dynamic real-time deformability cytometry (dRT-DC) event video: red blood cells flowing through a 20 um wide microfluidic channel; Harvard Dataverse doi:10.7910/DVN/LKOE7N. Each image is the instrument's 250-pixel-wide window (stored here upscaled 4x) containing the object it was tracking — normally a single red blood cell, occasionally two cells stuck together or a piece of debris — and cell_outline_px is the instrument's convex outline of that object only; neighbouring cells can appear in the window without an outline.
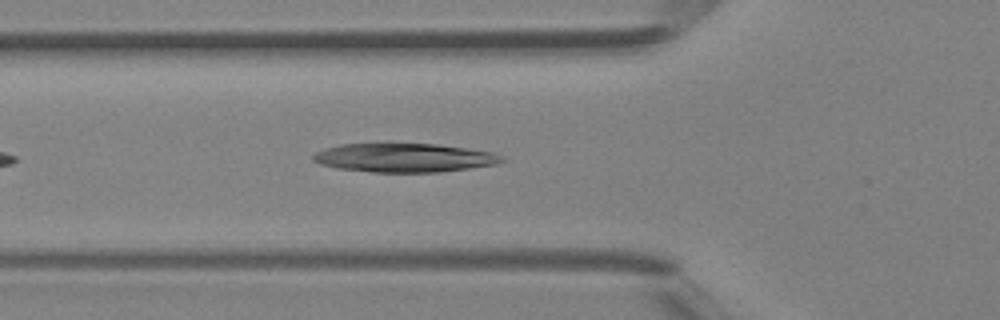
{"species": "Egyptian fruit bat (a non-hibernating species)", "species_latin": "Rousettus aegyptiacus", "temperature_condition": "room temperature", "stored_images_in_passage": 16, "camera_frame_rate_fps": 3000, "um_per_image_px": 0.085, "animal": {"sex": "female"}, "frame": {"image": 1, "passage_image": 2, "time_ms": 0.333, "image_size_px": [1000, 320], "cell_outline_px": [[504, 160], [496, 164], [440, 172], [372, 172], [336, 168], [320, 164], [312, 160], [312, 156], [316, 152], [324, 148], [340, 144], [384, 140], [392, 140], [436, 144], [492, 152], [500, 156]], "centroid_in_image_um": [34.23, 13.35], "position_along_channel_um": 91.6, "area_um2": 32.89}}
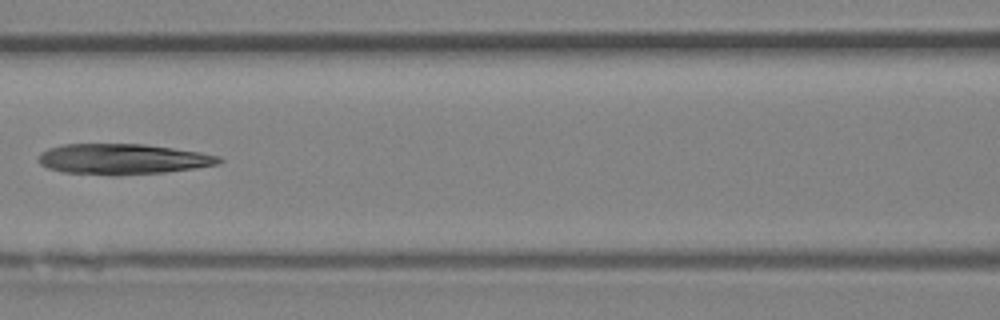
{"frame": {"image": 2, "passage_image": 6, "time_ms": 1.667, "image_size_px": [1000, 320], "cell_outline_px": [[224, 160], [220, 164], [196, 168], [164, 172], [116, 176], [112, 176], [64, 172], [48, 168], [40, 164], [40, 152], [48, 148], [64, 144], [144, 144], [200, 152], [220, 156]], "centroid_in_image_um": [10.46, 13.53], "position_along_channel_um": 156.1, "area_um2": 32.31}}
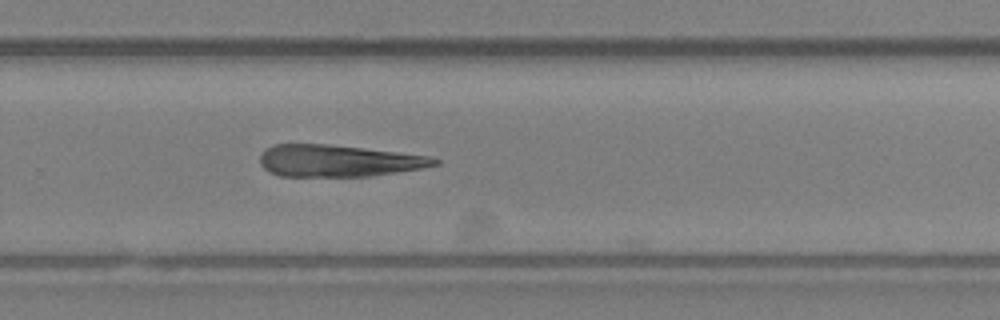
{"frame": {"image": 3, "passage_image": 15, "time_ms": 4.667, "image_size_px": [1000, 320], "cell_outline_px": [[440, 164], [420, 168], [396, 172], [368, 176], [280, 176], [268, 172], [260, 164], [260, 156], [264, 148], [272, 144], [324, 144], [364, 148], [432, 156], [440, 160]], "centroid_in_image_um": [28.73, 13.66], "position_along_channel_um": 301.1, "area_um2": 32.43}}